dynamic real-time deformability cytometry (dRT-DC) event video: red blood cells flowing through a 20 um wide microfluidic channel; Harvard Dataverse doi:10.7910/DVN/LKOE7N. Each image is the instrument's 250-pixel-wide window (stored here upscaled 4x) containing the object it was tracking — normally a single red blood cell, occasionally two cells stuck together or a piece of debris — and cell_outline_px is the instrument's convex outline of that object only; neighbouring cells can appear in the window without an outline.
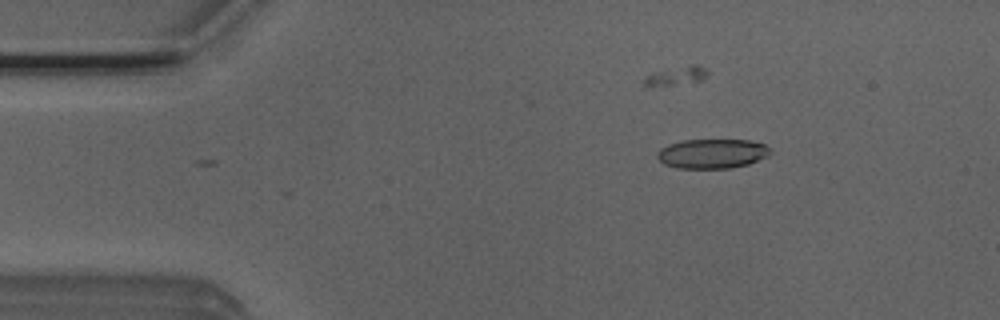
{"species": "Egyptian fruit bat (a non-hibernating species)", "species_latin": "Rousettus aegyptiacus", "temperature_condition": "room temperature", "stored_images_in_passage": 38, "camera_frame_rate_fps": 3000, "um_per_image_px": 0.085, "animal": {"sex": "male"}, "frame": {"image": 1, "passage_image": 1, "time_ms": 0.0, "image_size_px": [1000, 320], "cell_outline_px": [[772, 148], [768, 156], [748, 164], [732, 168], [676, 168], [664, 164], [656, 156], [656, 152], [660, 148], [668, 144], [684, 140], [748, 140], [764, 144]], "centroid_in_image_um": [60.52, 13.06], "position_along_channel_um": 24.5, "area_um2": 19.54}}
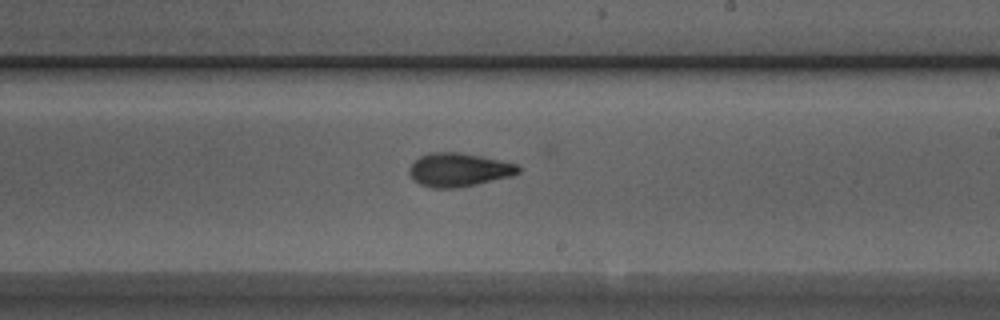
{"frame": {"image": 2, "passage_image": 23, "time_ms": 7.333, "image_size_px": [1000, 320], "cell_outline_px": [[520, 172], [512, 176], [476, 184], [456, 188], [432, 188], [420, 184], [408, 172], [408, 168], [420, 156], [428, 152], [460, 152], [500, 160], [516, 164], [520, 168]], "centroid_in_image_um": [38.99, 14.43], "position_along_channel_um": 250.0, "area_um2": 21.21}}
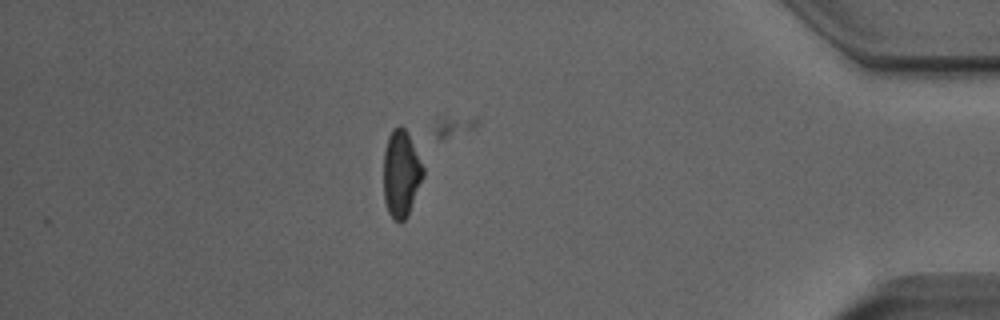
{"frame": {"image": 3, "passage_image": 38, "time_ms": 12.333, "image_size_px": [1000, 320], "cell_outline_px": [[424, 176], [408, 216], [400, 224], [388, 212], [384, 200], [384, 148], [388, 136], [392, 128], [400, 124], [408, 132], [424, 168]], "centroid_in_image_um": [34.1, 14.74], "position_along_channel_um": 401.1, "area_um2": 20.29}}